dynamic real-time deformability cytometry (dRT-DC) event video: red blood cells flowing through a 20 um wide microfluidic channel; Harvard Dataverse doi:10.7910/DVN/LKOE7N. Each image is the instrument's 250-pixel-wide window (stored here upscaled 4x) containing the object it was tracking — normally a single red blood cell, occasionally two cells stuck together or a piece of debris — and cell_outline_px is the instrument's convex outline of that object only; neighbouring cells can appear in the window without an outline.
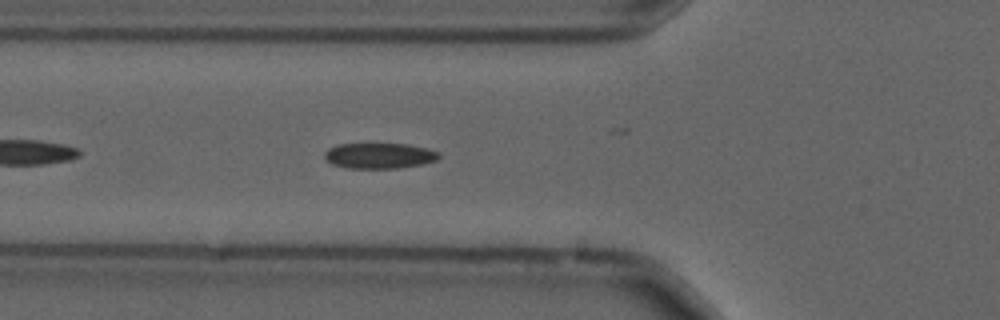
{"species": "common noctule bat (a hibernating species)", "species_latin": "Nyctalus noctula", "temperature_condition": "cold", "stored_images_in_passage": 36, "camera_frame_rate_fps": 3000, "um_per_image_px": 0.085, "animal": {"sex": "male", "forearm_length_mm": 52.5}, "frame": {"image": 1, "passage_image": 6, "time_ms": 1.667, "image_size_px": [1000, 320], "cell_outline_px": [[440, 156], [436, 160], [424, 164], [396, 168], [348, 168], [332, 164], [324, 160], [324, 152], [328, 148], [336, 144], [408, 144], [428, 148], [440, 152]], "centroid_in_image_um": [32.23, 13.23], "position_along_channel_um": 93.6, "area_um2": 17.22}, "authors_computed_cell_mechanics": {"area_um2": 16.7909, "velocity_mm_per_s": 3.6948, "shape_relaxation_time_tau1_ms": 6.6816, "shape_relaxation_time_tau2_ms": 2.4627, "deformation_change_tau1": 0.1341, "deformation_change_tau2": 0.0735}}